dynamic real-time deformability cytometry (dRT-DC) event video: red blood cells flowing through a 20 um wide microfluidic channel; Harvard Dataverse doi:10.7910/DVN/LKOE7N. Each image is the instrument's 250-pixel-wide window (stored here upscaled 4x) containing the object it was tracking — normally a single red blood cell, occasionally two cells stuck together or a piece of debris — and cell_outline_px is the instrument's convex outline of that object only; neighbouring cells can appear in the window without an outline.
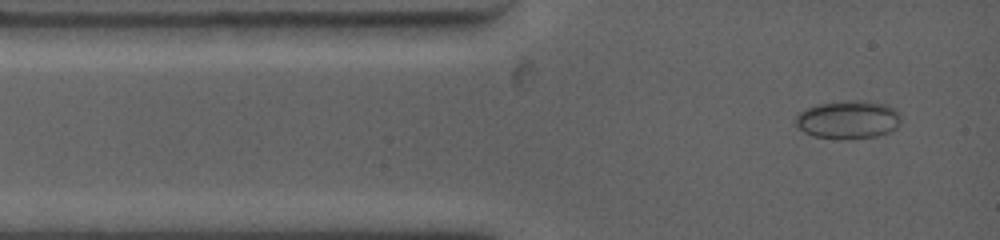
{"species": "common noctule bat (a hibernating species)", "species_latin": "Nyctalus noctula", "temperature_condition": "warm", "stored_images_in_passage": 29, "camera_frame_rate_fps": 4500, "um_per_image_px": 0.085, "animal": {"sex": "female", "body_mass_g": 19.0, "forearm_length_mm": 53.3}, "frame": {"image": 1, "passage_image": 2, "time_ms": 0.667, "image_size_px": [1000, 240], "cell_outline_px": [[900, 120], [896, 128], [888, 132], [876, 136], [812, 136], [804, 132], [796, 124], [796, 116], [800, 112], [816, 104], [844, 100], [864, 100], [888, 104], [896, 108], [900, 116]], "centroid_in_image_um": [72.12, 10.1], "position_along_channel_um": 12.9, "area_um2": 22.83}}
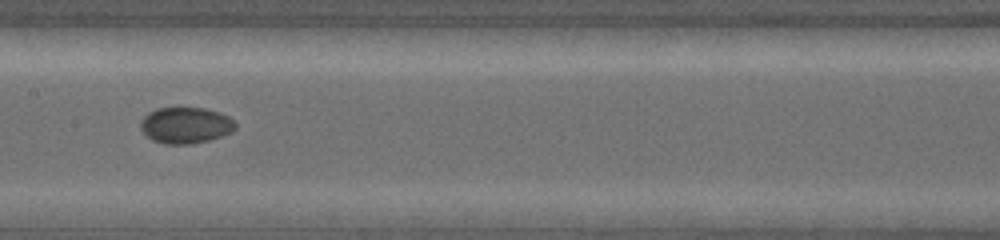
{"frame": {"image": 2, "passage_image": 10, "time_ms": 6.444, "image_size_px": [1000, 240], "cell_outline_px": [[236, 128], [232, 132], [208, 140], [188, 144], [164, 144], [152, 140], [140, 128], [140, 120], [148, 112], [156, 108], [204, 108], [220, 112], [228, 116], [236, 124]], "centroid_in_image_um": [15.76, 10.64], "position_along_channel_um": 191.6, "area_um2": 20.0}}
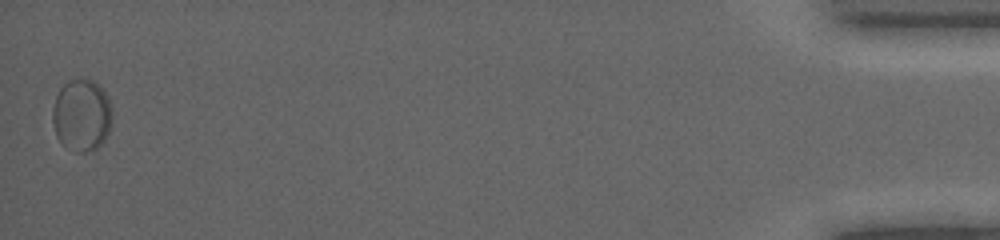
{"frame": {"image": 3, "passage_image": 29, "time_ms": 17.333, "image_size_px": [1000, 240], "cell_outline_px": [[112, 116], [108, 132], [104, 140], [96, 148], [84, 152], [72, 152], [56, 136], [52, 120], [52, 108], [56, 96], [60, 88], [68, 80], [92, 80], [100, 84], [108, 96]], "centroid_in_image_um": [6.93, 9.78], "position_along_channel_um": 428.3, "area_um2": 25.03}, "authors_computed_cell_mechanics": {"area_um2": 21.675, "velocity_mm_per_s": 3.6111, "shape_relaxation_time_tau1_ms": 0.5591, "shape_relaxation_time_tau2_ms": null, "deformation_change_tau1": 0.0281, "deformation_change_tau2": null}}